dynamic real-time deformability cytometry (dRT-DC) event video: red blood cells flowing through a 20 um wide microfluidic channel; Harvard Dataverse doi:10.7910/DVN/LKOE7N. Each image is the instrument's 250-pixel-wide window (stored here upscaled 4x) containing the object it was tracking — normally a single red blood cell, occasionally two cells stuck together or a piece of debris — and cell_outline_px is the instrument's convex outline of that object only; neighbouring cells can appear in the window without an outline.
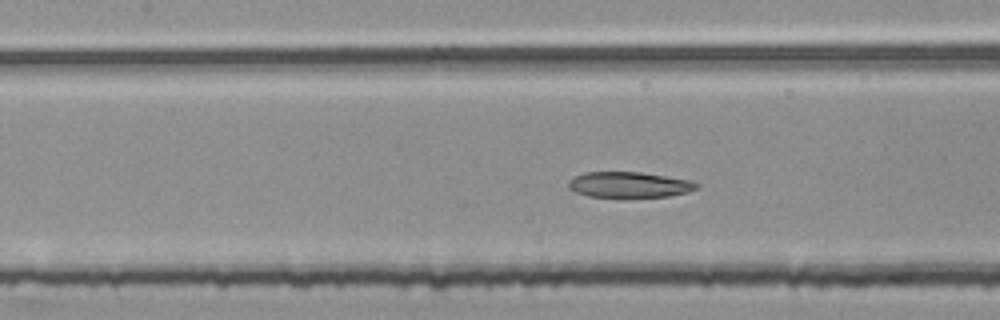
{"species": "common noctule bat (a hibernating species)", "species_latin": "Nyctalus noctula", "temperature_condition": "room temperature", "stored_images_in_passage": 47, "segment_of_instrument_passage": [2, 2], "camera_frame_rate_fps": 3000, "um_per_image_px": 0.085, "animal": {"sex": "female", "body_mass_g": 25.1}, "frame": {"image": 1, "passage_image": 19, "time_ms": 6.0, "image_size_px": [1000, 320], "cell_outline_px": [[700, 188], [688, 192], [668, 196], [588, 196], [576, 192], [568, 188], [568, 180], [584, 172], [640, 172], [692, 180], [700, 184]], "centroid_in_image_um": [53.52, 15.68], "position_along_channel_um": 153.9, "area_um2": 19.02}}
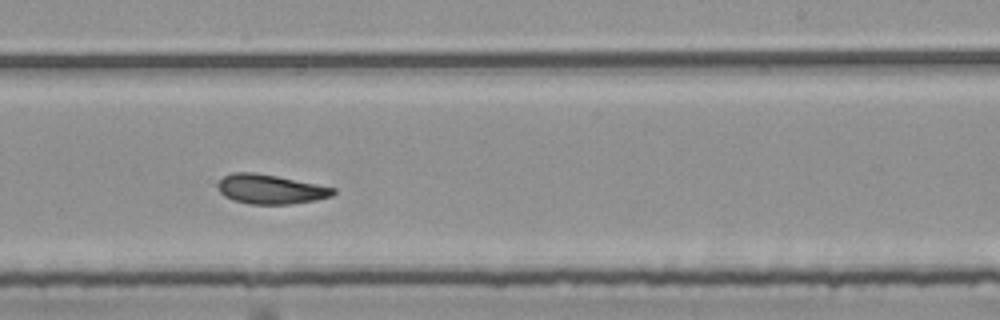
{"frame": {"image": 2, "passage_image": 28, "time_ms": 9.0, "image_size_px": [1000, 320], "cell_outline_px": [[336, 192], [332, 196], [316, 200], [288, 204], [248, 204], [232, 200], [224, 196], [220, 192], [216, 184], [224, 176], [232, 172], [252, 172], [276, 176], [336, 188]], "centroid_in_image_um": [22.96, 16.09], "position_along_channel_um": 266.0, "area_um2": 19.77}}
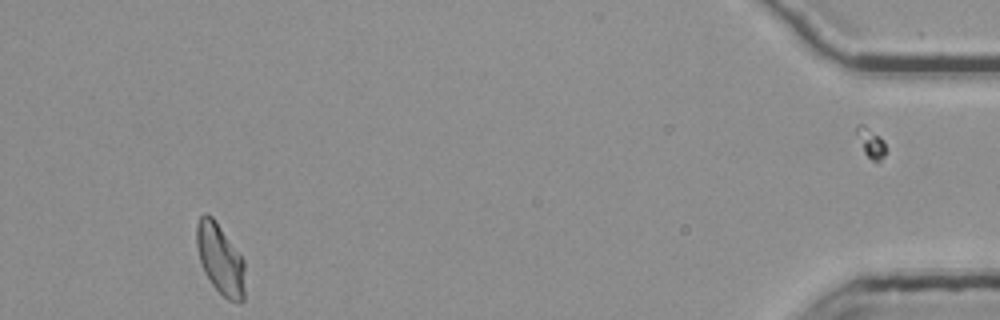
{"frame": {"image": 3, "passage_image": 46, "time_ms": 15.0, "image_size_px": [1000, 320], "cell_outline_px": [[244, 300], [240, 304], [228, 300], [212, 284], [204, 272], [200, 260], [196, 244], [196, 224], [200, 216], [204, 212], [208, 212], [212, 216], [244, 260]], "centroid_in_image_um": [18.71, 22.02], "position_along_channel_um": 416.5, "area_um2": 19.83}}